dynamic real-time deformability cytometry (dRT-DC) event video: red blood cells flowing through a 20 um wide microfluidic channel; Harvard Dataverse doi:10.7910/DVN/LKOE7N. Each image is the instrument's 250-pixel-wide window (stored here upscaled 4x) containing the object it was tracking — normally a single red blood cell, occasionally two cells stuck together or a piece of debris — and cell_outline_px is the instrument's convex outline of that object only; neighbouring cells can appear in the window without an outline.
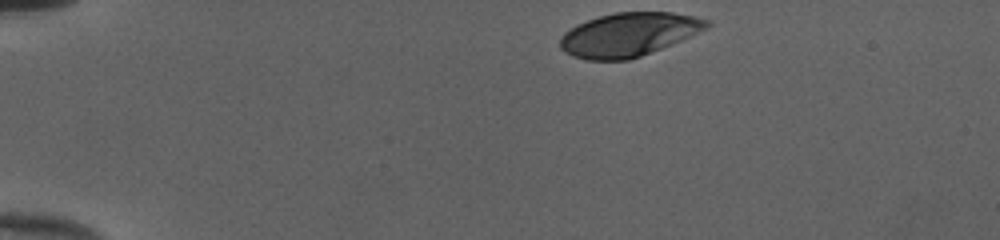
{"species": "human", "species_latin": "Homo sapiens", "temperature_condition": "cold", "stored_images_in_passage": 36, "camera_frame_rate_fps": 3000, "um_per_image_px": 0.085, "donor": {"sex": "female"}, "frame": {"image": 1, "passage_image": 1, "time_ms": 0.0, "image_size_px": [1000, 240], "cell_outline_px": [[712, 24], [708, 28], [672, 44], [640, 56], [628, 60], [584, 60], [572, 56], [564, 52], [560, 48], [560, 36], [564, 32], [576, 24], [600, 16], [616, 12], [672, 12], [696, 16], [708, 20]], "centroid_in_image_um": [53.43, 2.93], "position_along_channel_um": 31.6, "area_um2": 37.4}}
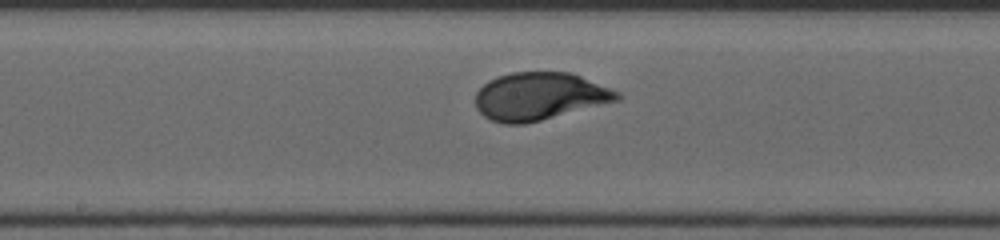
{"frame": {"image": 2, "passage_image": 20, "time_ms": 6.333, "image_size_px": [1000, 240], "cell_outline_px": [[624, 96], [620, 100], [524, 124], [504, 124], [492, 120], [484, 116], [476, 108], [476, 92], [488, 80], [496, 76], [512, 72], [568, 72], [580, 76], [620, 92]], "centroid_in_image_um": [45.85, 8.18], "position_along_channel_um": 202.3, "area_um2": 39.25}}
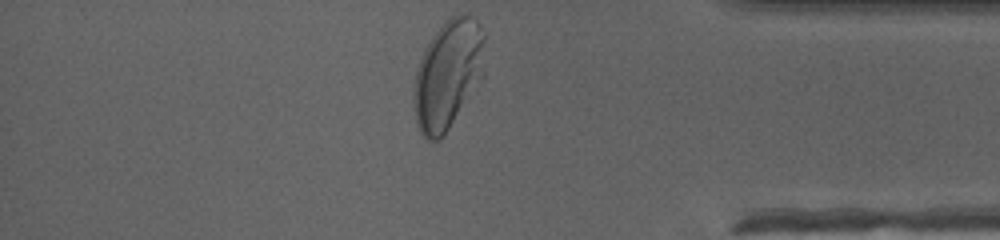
{"frame": {"image": 3, "passage_image": 36, "time_ms": 11.667, "image_size_px": [1000, 240], "cell_outline_px": [[484, 76], [440, 140], [428, 140], [420, 132], [416, 124], [412, 96], [412, 92], [416, 68], [424, 48], [428, 40], [444, 20], [456, 12], [472, 16], [476, 20], [484, 36]], "centroid_in_image_um": [38.04, 6.29], "position_along_channel_um": 397.2, "area_um2": 45.66}, "authors_computed_cell_mechanics": {"area_um2": 39.2751, "velocity_mm_per_s": 3.9898, "shape_relaxation_time_tau1_ms": 3.0104, "shape_relaxation_time_tau2_ms": null, "deformation_change_tau1": 0.182, "deformation_change_tau2": null}}